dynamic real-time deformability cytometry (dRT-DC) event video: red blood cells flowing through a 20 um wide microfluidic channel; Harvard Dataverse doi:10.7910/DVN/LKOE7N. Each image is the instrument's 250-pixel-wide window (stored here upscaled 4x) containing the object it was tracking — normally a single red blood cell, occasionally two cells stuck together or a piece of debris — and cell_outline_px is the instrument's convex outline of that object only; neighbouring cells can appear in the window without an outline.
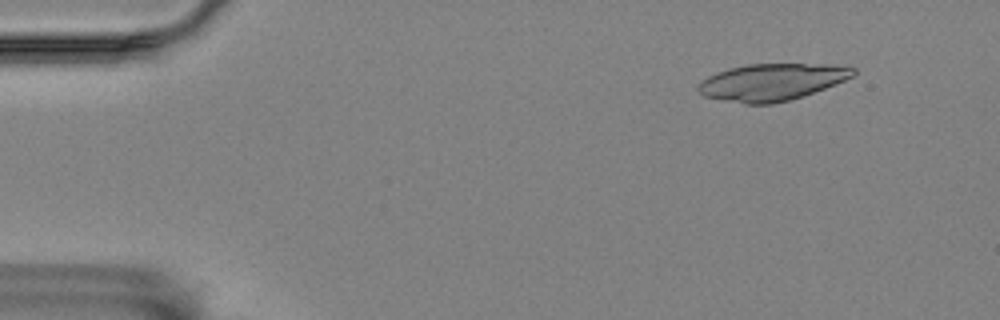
{"species": "Egyptian fruit bat (a non-hibernating species)", "species_latin": "Rousettus aegyptiacus", "temperature_condition": "room temperature", "stored_images_in_passage": 5, "camera_frame_rate_fps": 3000, "um_per_image_px": 0.085, "animal": {"sex": "female"}, "frame": {"image": 1, "passage_image": 2, "time_ms": 0.333, "image_size_px": [1000, 320], "cell_outline_px": [[856, 72], [852, 76], [844, 80], [824, 88], [788, 100], [772, 104], [744, 104], [704, 96], [696, 88], [700, 80], [716, 72], [728, 68], [748, 64], [836, 64], [856, 68]], "centroid_in_image_um": [65.57, 6.96], "position_along_channel_um": 19.4, "area_um2": 33.23}}